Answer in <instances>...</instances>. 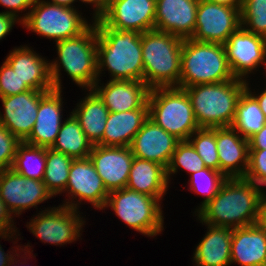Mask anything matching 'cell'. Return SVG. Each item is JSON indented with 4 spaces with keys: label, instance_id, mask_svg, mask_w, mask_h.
<instances>
[{
    "label": "cell",
    "instance_id": "obj_1",
    "mask_svg": "<svg viewBox=\"0 0 266 266\" xmlns=\"http://www.w3.org/2000/svg\"><path fill=\"white\" fill-rule=\"evenodd\" d=\"M262 190L245 178H227L195 216L200 223L231 229L257 224Z\"/></svg>",
    "mask_w": 266,
    "mask_h": 266
},
{
    "label": "cell",
    "instance_id": "obj_2",
    "mask_svg": "<svg viewBox=\"0 0 266 266\" xmlns=\"http://www.w3.org/2000/svg\"><path fill=\"white\" fill-rule=\"evenodd\" d=\"M97 30V72L110 73L109 80L143 81L141 34L136 31L112 29L99 18L92 19Z\"/></svg>",
    "mask_w": 266,
    "mask_h": 266
},
{
    "label": "cell",
    "instance_id": "obj_3",
    "mask_svg": "<svg viewBox=\"0 0 266 266\" xmlns=\"http://www.w3.org/2000/svg\"><path fill=\"white\" fill-rule=\"evenodd\" d=\"M97 40L96 24L93 22L81 35L55 42L58 57L49 61L54 89L63 90L62 69L83 90L94 87L98 80Z\"/></svg>",
    "mask_w": 266,
    "mask_h": 266
},
{
    "label": "cell",
    "instance_id": "obj_4",
    "mask_svg": "<svg viewBox=\"0 0 266 266\" xmlns=\"http://www.w3.org/2000/svg\"><path fill=\"white\" fill-rule=\"evenodd\" d=\"M246 80L234 78L213 84L183 88L191 101L200 128L229 127L233 124L237 103L246 90Z\"/></svg>",
    "mask_w": 266,
    "mask_h": 266
},
{
    "label": "cell",
    "instance_id": "obj_5",
    "mask_svg": "<svg viewBox=\"0 0 266 266\" xmlns=\"http://www.w3.org/2000/svg\"><path fill=\"white\" fill-rule=\"evenodd\" d=\"M183 39L150 30L141 33L143 82L150 88L179 87Z\"/></svg>",
    "mask_w": 266,
    "mask_h": 266
},
{
    "label": "cell",
    "instance_id": "obj_6",
    "mask_svg": "<svg viewBox=\"0 0 266 266\" xmlns=\"http://www.w3.org/2000/svg\"><path fill=\"white\" fill-rule=\"evenodd\" d=\"M236 78L223 44L184 39L179 88L213 84Z\"/></svg>",
    "mask_w": 266,
    "mask_h": 266
},
{
    "label": "cell",
    "instance_id": "obj_7",
    "mask_svg": "<svg viewBox=\"0 0 266 266\" xmlns=\"http://www.w3.org/2000/svg\"><path fill=\"white\" fill-rule=\"evenodd\" d=\"M147 104L149 119L180 141H188L200 129L189 96L182 88H152Z\"/></svg>",
    "mask_w": 266,
    "mask_h": 266
},
{
    "label": "cell",
    "instance_id": "obj_8",
    "mask_svg": "<svg viewBox=\"0 0 266 266\" xmlns=\"http://www.w3.org/2000/svg\"><path fill=\"white\" fill-rule=\"evenodd\" d=\"M161 204L155 197L123 188L109 192L104 210L110 208L127 227L154 237L164 230Z\"/></svg>",
    "mask_w": 266,
    "mask_h": 266
},
{
    "label": "cell",
    "instance_id": "obj_9",
    "mask_svg": "<svg viewBox=\"0 0 266 266\" xmlns=\"http://www.w3.org/2000/svg\"><path fill=\"white\" fill-rule=\"evenodd\" d=\"M21 25L28 31L58 42L81 35L92 24L77 8L35 0Z\"/></svg>",
    "mask_w": 266,
    "mask_h": 266
},
{
    "label": "cell",
    "instance_id": "obj_10",
    "mask_svg": "<svg viewBox=\"0 0 266 266\" xmlns=\"http://www.w3.org/2000/svg\"><path fill=\"white\" fill-rule=\"evenodd\" d=\"M81 213L60 204L57 207H47L34 215L26 227L42 243L62 246L81 238L86 222Z\"/></svg>",
    "mask_w": 266,
    "mask_h": 266
},
{
    "label": "cell",
    "instance_id": "obj_11",
    "mask_svg": "<svg viewBox=\"0 0 266 266\" xmlns=\"http://www.w3.org/2000/svg\"><path fill=\"white\" fill-rule=\"evenodd\" d=\"M63 193H68L66 196L69 199L62 201V205L75 210H79L82 201L90 203L97 210H103L109 195L89 157L73 159Z\"/></svg>",
    "mask_w": 266,
    "mask_h": 266
},
{
    "label": "cell",
    "instance_id": "obj_12",
    "mask_svg": "<svg viewBox=\"0 0 266 266\" xmlns=\"http://www.w3.org/2000/svg\"><path fill=\"white\" fill-rule=\"evenodd\" d=\"M240 8L241 6H227L199 0L195 32L191 39L224 45L241 27Z\"/></svg>",
    "mask_w": 266,
    "mask_h": 266
},
{
    "label": "cell",
    "instance_id": "obj_13",
    "mask_svg": "<svg viewBox=\"0 0 266 266\" xmlns=\"http://www.w3.org/2000/svg\"><path fill=\"white\" fill-rule=\"evenodd\" d=\"M224 46L235 77L248 80L249 75L259 71L262 65L266 69V37L240 27L229 37Z\"/></svg>",
    "mask_w": 266,
    "mask_h": 266
},
{
    "label": "cell",
    "instance_id": "obj_14",
    "mask_svg": "<svg viewBox=\"0 0 266 266\" xmlns=\"http://www.w3.org/2000/svg\"><path fill=\"white\" fill-rule=\"evenodd\" d=\"M52 197L43 181L26 178L12 168L0 172V198L14 217Z\"/></svg>",
    "mask_w": 266,
    "mask_h": 266
},
{
    "label": "cell",
    "instance_id": "obj_15",
    "mask_svg": "<svg viewBox=\"0 0 266 266\" xmlns=\"http://www.w3.org/2000/svg\"><path fill=\"white\" fill-rule=\"evenodd\" d=\"M156 0H110L98 17L112 29L144 33L154 30Z\"/></svg>",
    "mask_w": 266,
    "mask_h": 266
},
{
    "label": "cell",
    "instance_id": "obj_16",
    "mask_svg": "<svg viewBox=\"0 0 266 266\" xmlns=\"http://www.w3.org/2000/svg\"><path fill=\"white\" fill-rule=\"evenodd\" d=\"M48 92L31 89L16 95L0 97L3 106V111H0V125L24 142L33 130L40 100Z\"/></svg>",
    "mask_w": 266,
    "mask_h": 266
},
{
    "label": "cell",
    "instance_id": "obj_17",
    "mask_svg": "<svg viewBox=\"0 0 266 266\" xmlns=\"http://www.w3.org/2000/svg\"><path fill=\"white\" fill-rule=\"evenodd\" d=\"M89 158L108 192L126 188L134 159L130 147L93 145Z\"/></svg>",
    "mask_w": 266,
    "mask_h": 266
},
{
    "label": "cell",
    "instance_id": "obj_18",
    "mask_svg": "<svg viewBox=\"0 0 266 266\" xmlns=\"http://www.w3.org/2000/svg\"><path fill=\"white\" fill-rule=\"evenodd\" d=\"M105 84V85H104ZM103 100L109 112L148 109L150 88L138 80H97L92 88Z\"/></svg>",
    "mask_w": 266,
    "mask_h": 266
},
{
    "label": "cell",
    "instance_id": "obj_19",
    "mask_svg": "<svg viewBox=\"0 0 266 266\" xmlns=\"http://www.w3.org/2000/svg\"><path fill=\"white\" fill-rule=\"evenodd\" d=\"M179 142L174 135L148 118L129 147L134 157L153 161L167 169Z\"/></svg>",
    "mask_w": 266,
    "mask_h": 266
},
{
    "label": "cell",
    "instance_id": "obj_20",
    "mask_svg": "<svg viewBox=\"0 0 266 266\" xmlns=\"http://www.w3.org/2000/svg\"><path fill=\"white\" fill-rule=\"evenodd\" d=\"M199 0H156L155 30L190 39L195 32Z\"/></svg>",
    "mask_w": 266,
    "mask_h": 266
},
{
    "label": "cell",
    "instance_id": "obj_21",
    "mask_svg": "<svg viewBox=\"0 0 266 266\" xmlns=\"http://www.w3.org/2000/svg\"><path fill=\"white\" fill-rule=\"evenodd\" d=\"M220 172L226 178H244L249 166V141L232 126L216 127Z\"/></svg>",
    "mask_w": 266,
    "mask_h": 266
},
{
    "label": "cell",
    "instance_id": "obj_22",
    "mask_svg": "<svg viewBox=\"0 0 266 266\" xmlns=\"http://www.w3.org/2000/svg\"><path fill=\"white\" fill-rule=\"evenodd\" d=\"M62 92V90L53 89L40 100L37 119L25 143L46 148H51L55 143L64 122Z\"/></svg>",
    "mask_w": 266,
    "mask_h": 266
},
{
    "label": "cell",
    "instance_id": "obj_23",
    "mask_svg": "<svg viewBox=\"0 0 266 266\" xmlns=\"http://www.w3.org/2000/svg\"><path fill=\"white\" fill-rule=\"evenodd\" d=\"M45 59L33 48L23 45L13 48L5 61L30 89L52 91L54 86L50 75V63L48 59Z\"/></svg>",
    "mask_w": 266,
    "mask_h": 266
},
{
    "label": "cell",
    "instance_id": "obj_24",
    "mask_svg": "<svg viewBox=\"0 0 266 266\" xmlns=\"http://www.w3.org/2000/svg\"><path fill=\"white\" fill-rule=\"evenodd\" d=\"M266 266V229L258 224L232 229L231 264Z\"/></svg>",
    "mask_w": 266,
    "mask_h": 266
},
{
    "label": "cell",
    "instance_id": "obj_25",
    "mask_svg": "<svg viewBox=\"0 0 266 266\" xmlns=\"http://www.w3.org/2000/svg\"><path fill=\"white\" fill-rule=\"evenodd\" d=\"M207 226V231L193 252L195 266H230L232 229Z\"/></svg>",
    "mask_w": 266,
    "mask_h": 266
},
{
    "label": "cell",
    "instance_id": "obj_26",
    "mask_svg": "<svg viewBox=\"0 0 266 266\" xmlns=\"http://www.w3.org/2000/svg\"><path fill=\"white\" fill-rule=\"evenodd\" d=\"M149 118V109L109 112L102 145L129 147L137 132Z\"/></svg>",
    "mask_w": 266,
    "mask_h": 266
},
{
    "label": "cell",
    "instance_id": "obj_27",
    "mask_svg": "<svg viewBox=\"0 0 266 266\" xmlns=\"http://www.w3.org/2000/svg\"><path fill=\"white\" fill-rule=\"evenodd\" d=\"M169 183L162 165L134 157L126 188L155 197L161 202L167 195Z\"/></svg>",
    "mask_w": 266,
    "mask_h": 266
},
{
    "label": "cell",
    "instance_id": "obj_28",
    "mask_svg": "<svg viewBox=\"0 0 266 266\" xmlns=\"http://www.w3.org/2000/svg\"><path fill=\"white\" fill-rule=\"evenodd\" d=\"M85 93L87 95L80 99L71 113L78 120L88 140L93 145H102L109 110L93 89L85 90Z\"/></svg>",
    "mask_w": 266,
    "mask_h": 266
},
{
    "label": "cell",
    "instance_id": "obj_29",
    "mask_svg": "<svg viewBox=\"0 0 266 266\" xmlns=\"http://www.w3.org/2000/svg\"><path fill=\"white\" fill-rule=\"evenodd\" d=\"M51 148L65 153L73 159H83L89 157L93 144L84 134L78 120L70 112L69 117L64 118L56 141Z\"/></svg>",
    "mask_w": 266,
    "mask_h": 266
},
{
    "label": "cell",
    "instance_id": "obj_30",
    "mask_svg": "<svg viewBox=\"0 0 266 266\" xmlns=\"http://www.w3.org/2000/svg\"><path fill=\"white\" fill-rule=\"evenodd\" d=\"M266 124L257 100L245 90L237 103L236 116L231 125L241 136L249 139Z\"/></svg>",
    "mask_w": 266,
    "mask_h": 266
},
{
    "label": "cell",
    "instance_id": "obj_31",
    "mask_svg": "<svg viewBox=\"0 0 266 266\" xmlns=\"http://www.w3.org/2000/svg\"><path fill=\"white\" fill-rule=\"evenodd\" d=\"M46 166V147L32 146L21 142L12 165V169L26 177L43 181Z\"/></svg>",
    "mask_w": 266,
    "mask_h": 266
},
{
    "label": "cell",
    "instance_id": "obj_32",
    "mask_svg": "<svg viewBox=\"0 0 266 266\" xmlns=\"http://www.w3.org/2000/svg\"><path fill=\"white\" fill-rule=\"evenodd\" d=\"M73 158L52 148H46V166L43 182L53 198L62 194L67 186Z\"/></svg>",
    "mask_w": 266,
    "mask_h": 266
},
{
    "label": "cell",
    "instance_id": "obj_33",
    "mask_svg": "<svg viewBox=\"0 0 266 266\" xmlns=\"http://www.w3.org/2000/svg\"><path fill=\"white\" fill-rule=\"evenodd\" d=\"M226 179L227 178L220 171L207 167L190 174L188 190L204 196V200L197 206L198 208L195 209L193 214L216 196Z\"/></svg>",
    "mask_w": 266,
    "mask_h": 266
},
{
    "label": "cell",
    "instance_id": "obj_34",
    "mask_svg": "<svg viewBox=\"0 0 266 266\" xmlns=\"http://www.w3.org/2000/svg\"><path fill=\"white\" fill-rule=\"evenodd\" d=\"M204 168H206L204 161L198 155L192 144L189 141H180L166 169V176L169 182L171 181V177L174 174L176 175L180 169L185 170L190 175Z\"/></svg>",
    "mask_w": 266,
    "mask_h": 266
},
{
    "label": "cell",
    "instance_id": "obj_35",
    "mask_svg": "<svg viewBox=\"0 0 266 266\" xmlns=\"http://www.w3.org/2000/svg\"><path fill=\"white\" fill-rule=\"evenodd\" d=\"M207 168L220 171V161L216 145V127L200 128L188 139Z\"/></svg>",
    "mask_w": 266,
    "mask_h": 266
},
{
    "label": "cell",
    "instance_id": "obj_36",
    "mask_svg": "<svg viewBox=\"0 0 266 266\" xmlns=\"http://www.w3.org/2000/svg\"><path fill=\"white\" fill-rule=\"evenodd\" d=\"M241 27L266 37V0H242Z\"/></svg>",
    "mask_w": 266,
    "mask_h": 266
},
{
    "label": "cell",
    "instance_id": "obj_37",
    "mask_svg": "<svg viewBox=\"0 0 266 266\" xmlns=\"http://www.w3.org/2000/svg\"><path fill=\"white\" fill-rule=\"evenodd\" d=\"M31 90L25 81L4 61L0 67V97L16 95Z\"/></svg>",
    "mask_w": 266,
    "mask_h": 266
},
{
    "label": "cell",
    "instance_id": "obj_38",
    "mask_svg": "<svg viewBox=\"0 0 266 266\" xmlns=\"http://www.w3.org/2000/svg\"><path fill=\"white\" fill-rule=\"evenodd\" d=\"M20 143L21 141L16 136L0 125V172L12 168L17 146Z\"/></svg>",
    "mask_w": 266,
    "mask_h": 266
},
{
    "label": "cell",
    "instance_id": "obj_39",
    "mask_svg": "<svg viewBox=\"0 0 266 266\" xmlns=\"http://www.w3.org/2000/svg\"><path fill=\"white\" fill-rule=\"evenodd\" d=\"M245 179L266 187V149L249 150V166Z\"/></svg>",
    "mask_w": 266,
    "mask_h": 266
},
{
    "label": "cell",
    "instance_id": "obj_40",
    "mask_svg": "<svg viewBox=\"0 0 266 266\" xmlns=\"http://www.w3.org/2000/svg\"><path fill=\"white\" fill-rule=\"evenodd\" d=\"M34 2L35 0H0V5L7 9L2 12L12 14L22 22L34 5ZM25 11L26 13H24L23 15L19 14L20 12L23 13Z\"/></svg>",
    "mask_w": 266,
    "mask_h": 266
},
{
    "label": "cell",
    "instance_id": "obj_41",
    "mask_svg": "<svg viewBox=\"0 0 266 266\" xmlns=\"http://www.w3.org/2000/svg\"><path fill=\"white\" fill-rule=\"evenodd\" d=\"M12 213L9 211L5 202L0 198V234L19 232L13 219Z\"/></svg>",
    "mask_w": 266,
    "mask_h": 266
},
{
    "label": "cell",
    "instance_id": "obj_42",
    "mask_svg": "<svg viewBox=\"0 0 266 266\" xmlns=\"http://www.w3.org/2000/svg\"><path fill=\"white\" fill-rule=\"evenodd\" d=\"M17 235L20 236L19 232L0 234V239L3 238L5 240L7 239L8 241L12 239L13 241V238H14L15 241H13V244H16V242H18V240L16 241V239L19 238ZM21 248L22 246L18 245V246L11 248L13 251L10 250V251H7L8 253H5L4 249L2 248L0 244V266H5L11 259H13L16 256V254L19 252V250H21Z\"/></svg>",
    "mask_w": 266,
    "mask_h": 266
},
{
    "label": "cell",
    "instance_id": "obj_43",
    "mask_svg": "<svg viewBox=\"0 0 266 266\" xmlns=\"http://www.w3.org/2000/svg\"><path fill=\"white\" fill-rule=\"evenodd\" d=\"M18 23L21 25V21L14 15L0 12V40L4 39L11 32L13 26Z\"/></svg>",
    "mask_w": 266,
    "mask_h": 266
},
{
    "label": "cell",
    "instance_id": "obj_44",
    "mask_svg": "<svg viewBox=\"0 0 266 266\" xmlns=\"http://www.w3.org/2000/svg\"><path fill=\"white\" fill-rule=\"evenodd\" d=\"M249 150L266 149V124L249 139Z\"/></svg>",
    "mask_w": 266,
    "mask_h": 266
},
{
    "label": "cell",
    "instance_id": "obj_45",
    "mask_svg": "<svg viewBox=\"0 0 266 266\" xmlns=\"http://www.w3.org/2000/svg\"><path fill=\"white\" fill-rule=\"evenodd\" d=\"M24 246V249H23V247L21 248V250H19V252L16 254V256L13 258V259H11L5 266H17V263H18V266H19V264L20 265H24V263H25V265L27 264V260L28 259H30V257L31 256H33V250L31 251V247L32 246H30V244H29V242H28V244L25 246V245H23ZM24 254H23V253ZM20 255H21V257H20ZM26 255V256H25ZM29 256V258H27ZM19 258H21V261H23V259L25 260V261H23V262H20V259ZM26 258H27V260H26ZM17 260V261H16ZM23 263V264H22Z\"/></svg>",
    "mask_w": 266,
    "mask_h": 266
},
{
    "label": "cell",
    "instance_id": "obj_46",
    "mask_svg": "<svg viewBox=\"0 0 266 266\" xmlns=\"http://www.w3.org/2000/svg\"><path fill=\"white\" fill-rule=\"evenodd\" d=\"M250 79H248V81L246 80V90L257 100V102L259 103L260 109L262 110L265 118H266V87H264L263 91L260 93L257 91V93L255 92V90H253L254 92H252L250 89L251 87H249L250 85Z\"/></svg>",
    "mask_w": 266,
    "mask_h": 266
},
{
    "label": "cell",
    "instance_id": "obj_47",
    "mask_svg": "<svg viewBox=\"0 0 266 266\" xmlns=\"http://www.w3.org/2000/svg\"><path fill=\"white\" fill-rule=\"evenodd\" d=\"M266 189L263 188L259 201L257 224L266 229Z\"/></svg>",
    "mask_w": 266,
    "mask_h": 266
},
{
    "label": "cell",
    "instance_id": "obj_48",
    "mask_svg": "<svg viewBox=\"0 0 266 266\" xmlns=\"http://www.w3.org/2000/svg\"><path fill=\"white\" fill-rule=\"evenodd\" d=\"M82 3L92 5L93 7V20L98 18L105 10L107 3L104 0H78Z\"/></svg>",
    "mask_w": 266,
    "mask_h": 266
},
{
    "label": "cell",
    "instance_id": "obj_49",
    "mask_svg": "<svg viewBox=\"0 0 266 266\" xmlns=\"http://www.w3.org/2000/svg\"><path fill=\"white\" fill-rule=\"evenodd\" d=\"M206 1L227 6H241L242 4V0H206Z\"/></svg>",
    "mask_w": 266,
    "mask_h": 266
},
{
    "label": "cell",
    "instance_id": "obj_50",
    "mask_svg": "<svg viewBox=\"0 0 266 266\" xmlns=\"http://www.w3.org/2000/svg\"><path fill=\"white\" fill-rule=\"evenodd\" d=\"M75 1L78 2V0H47L49 3L70 8H75Z\"/></svg>",
    "mask_w": 266,
    "mask_h": 266
}]
</instances>
